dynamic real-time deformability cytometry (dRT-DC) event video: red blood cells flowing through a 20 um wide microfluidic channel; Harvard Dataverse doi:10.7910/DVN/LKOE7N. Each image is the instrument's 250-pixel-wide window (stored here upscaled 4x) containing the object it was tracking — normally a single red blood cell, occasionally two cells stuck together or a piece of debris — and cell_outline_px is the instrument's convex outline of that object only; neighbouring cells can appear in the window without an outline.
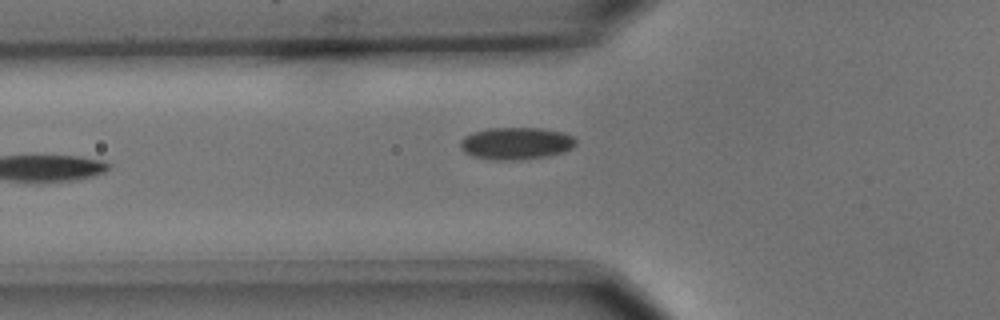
{"species": "common noctule bat (a hibernating species)", "species_latin": "Nyctalus noctula", "temperature_condition": "cold", "stored_images_in_passage": 7, "camera_frame_rate_fps": 3000, "um_per_image_px": 0.085, "animal": {"sex": "male", "body_mass_g": 15.6}, "frame": {"image": 1, "passage_image": 6, "time_ms": 1.667, "image_size_px": [1000, 320], "cell_outline_px": [[576, 144], [572, 148], [564, 152], [548, 156], [512, 160], [492, 160], [472, 156], [464, 152], [460, 148], [460, 140], [464, 136], [472, 132], [488, 128], [540, 128], [564, 132], [572, 136], [576, 140]], "centroid_in_image_um": [43.85, 12.18], "position_along_channel_um": 82.0, "area_um2": 21.85}}
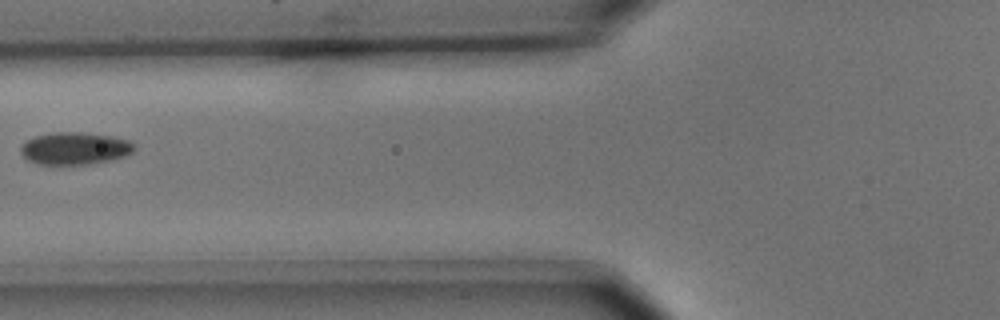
{"frame": {"image": 2, "passage_image": 7, "time_ms": 2.0, "image_size_px": [1000, 320], "cell_outline_px": [[136, 148], [132, 152], [124, 156], [108, 160], [88, 164], [40, 164], [28, 160], [20, 152], [20, 144], [36, 136], [52, 132], [80, 132], [112, 136], [128, 140], [136, 144]], "centroid_in_image_um": [6.36, 12.6], "position_along_channel_um": 119.4, "area_um2": 21.33}}